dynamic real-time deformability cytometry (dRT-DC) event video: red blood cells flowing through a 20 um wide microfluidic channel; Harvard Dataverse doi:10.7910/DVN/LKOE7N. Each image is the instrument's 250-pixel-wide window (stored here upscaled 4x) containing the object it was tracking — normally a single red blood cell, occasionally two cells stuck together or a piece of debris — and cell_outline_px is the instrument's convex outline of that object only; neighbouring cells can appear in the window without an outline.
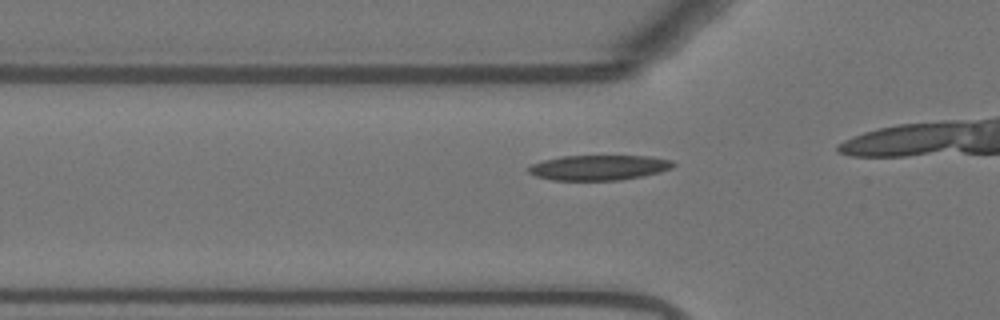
{"species": "Egyptian fruit bat (a non-hibernating species)", "species_latin": "Rousettus aegyptiacus", "temperature_condition": "warm", "stored_images_in_passage": 20, "camera_frame_rate_fps": 3000, "um_per_image_px": 0.085, "animal": {"sex": "female"}, "frame": {"image": 1, "passage_image": 14, "time_ms": 4.333, "image_size_px": [1000, 320], "cell_outline_px": [[676, 164], [672, 168], [660, 172], [620, 180], [552, 180], [536, 176], [528, 172], [528, 168], [532, 164], [544, 160], [564, 156], [652, 156], [672, 160]], "centroid_in_image_um": [50.93, 14.24], "position_along_channel_um": 74.9, "area_um2": 21.1}}
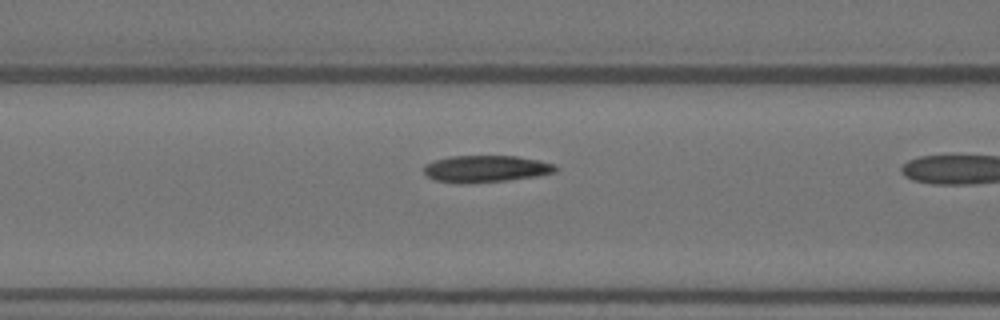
{"frame": {"image": 2, "passage_image": 18, "time_ms": 5.667, "image_size_px": [1000, 320], "cell_outline_px": [[560, 168], [556, 172], [536, 176], [508, 180], [464, 184], [456, 184], [436, 180], [428, 176], [424, 172], [424, 164], [448, 156], [516, 156], [540, 160], [556, 164]], "centroid_in_image_um": [41.33, 14.35], "position_along_channel_um": 125.3, "area_um2": 20.87}}